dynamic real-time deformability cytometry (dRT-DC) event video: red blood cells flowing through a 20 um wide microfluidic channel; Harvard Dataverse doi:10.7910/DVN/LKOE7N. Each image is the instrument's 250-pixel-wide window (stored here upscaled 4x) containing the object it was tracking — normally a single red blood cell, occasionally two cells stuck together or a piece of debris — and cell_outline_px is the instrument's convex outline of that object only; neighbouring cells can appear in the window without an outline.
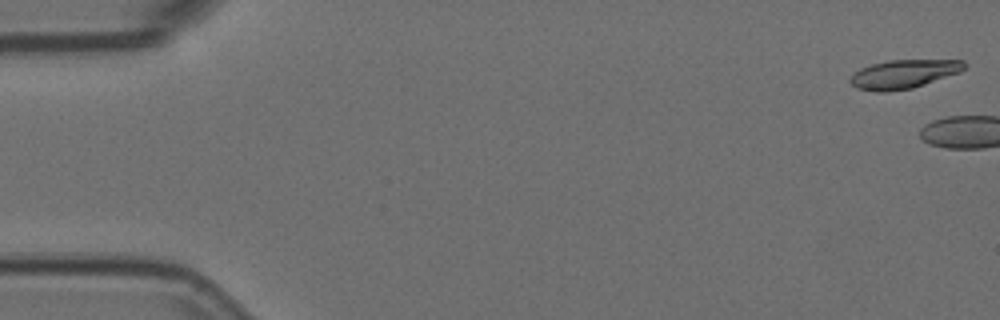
{"species": "Egyptian fruit bat (a non-hibernating species)", "species_latin": "Rousettus aegyptiacus", "temperature_condition": "room temperature", "stored_images_in_passage": 8, "camera_frame_rate_fps": 3000, "um_per_image_px": 0.085, "animal": {"sex": "female"}, "frame": {"image": 1, "passage_image": 1, "time_ms": 0.0, "image_size_px": [1000, 320], "cell_outline_px": [[968, 64], [960, 72], [912, 88], [884, 92], [876, 92], [856, 88], [848, 80], [860, 68], [872, 64], [888, 60], [964, 60]], "centroid_in_image_um": [76.81, 6.29], "position_along_channel_um": 8.2, "area_um2": 19.02}}